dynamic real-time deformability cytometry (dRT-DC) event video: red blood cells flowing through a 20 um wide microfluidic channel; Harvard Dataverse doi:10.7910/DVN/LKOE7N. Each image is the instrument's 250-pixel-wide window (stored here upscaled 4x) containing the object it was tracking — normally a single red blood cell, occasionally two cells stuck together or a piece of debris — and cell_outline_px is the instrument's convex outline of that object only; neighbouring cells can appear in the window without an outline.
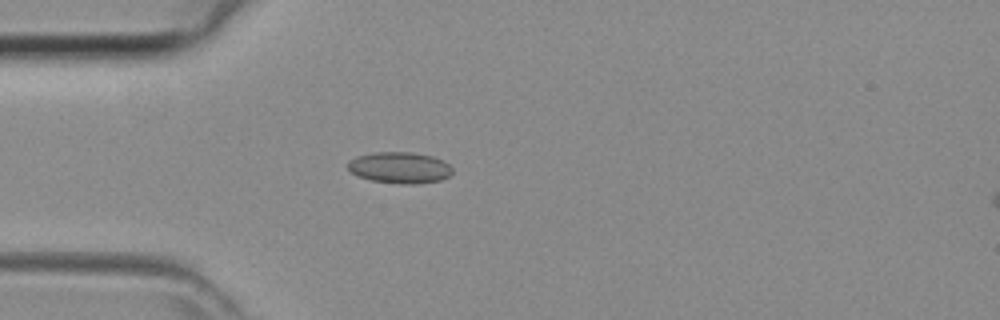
{"species": "common noctule bat (a hibernating species)", "species_latin": "Nyctalus noctula", "temperature_condition": "room temperature", "stored_images_in_passage": 39, "camera_frame_rate_fps": 3000, "um_per_image_px": 0.085, "animal": {"sex": "female", "body_mass_g": 29.2, "forearm_length_mm": 56.3}, "frame": {"image": 1, "passage_image": 7, "time_ms": 2.0, "image_size_px": [1000, 320], "cell_outline_px": [[452, 172], [448, 176], [440, 180], [416, 184], [400, 184], [372, 180], [356, 176], [348, 168], [348, 160], [356, 156], [372, 152], [412, 152], [432, 156], [444, 160], [452, 168]], "centroid_in_image_um": [33.96, 14.24], "position_along_channel_um": 51.0, "area_um2": 19.19}}
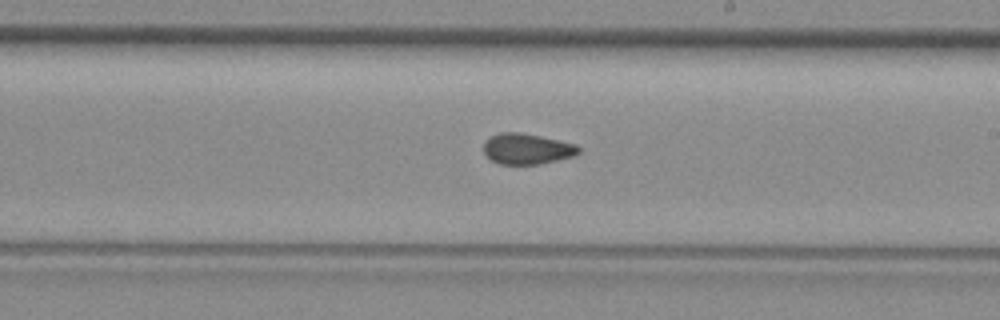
{"frame": {"image": 2, "passage_image": 20, "time_ms": 6.333, "image_size_px": [1000, 320], "cell_outline_px": [[580, 152], [572, 156], [540, 164], [500, 164], [492, 160], [484, 152], [484, 140], [500, 132], [520, 132], [540, 136], [576, 144], [580, 148]], "centroid_in_image_um": [44.78, 12.64], "position_along_channel_um": 244.2, "area_um2": 16.88}}
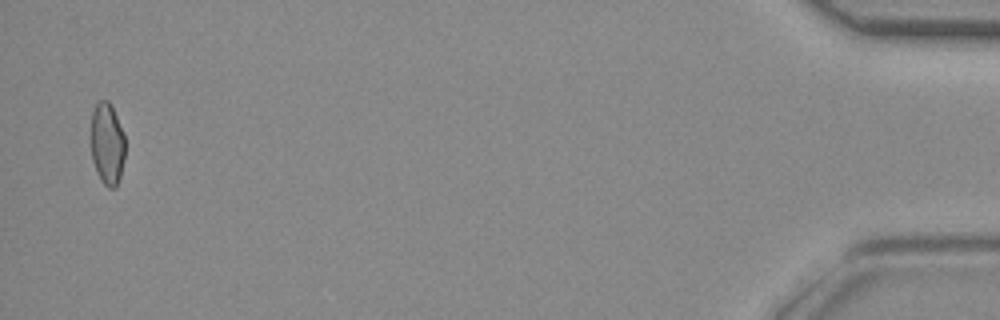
{"frame": {"image": 3, "passage_image": 38, "time_ms": 12.333, "image_size_px": [1000, 320], "cell_outline_px": [[124, 156], [120, 176], [116, 188], [108, 188], [100, 180], [96, 172], [92, 160], [92, 112], [96, 104], [100, 100], [108, 100], [116, 116], [124, 136]], "centroid_in_image_um": [9.1, 12.26], "position_along_channel_um": 426.1, "area_um2": 16.07}}